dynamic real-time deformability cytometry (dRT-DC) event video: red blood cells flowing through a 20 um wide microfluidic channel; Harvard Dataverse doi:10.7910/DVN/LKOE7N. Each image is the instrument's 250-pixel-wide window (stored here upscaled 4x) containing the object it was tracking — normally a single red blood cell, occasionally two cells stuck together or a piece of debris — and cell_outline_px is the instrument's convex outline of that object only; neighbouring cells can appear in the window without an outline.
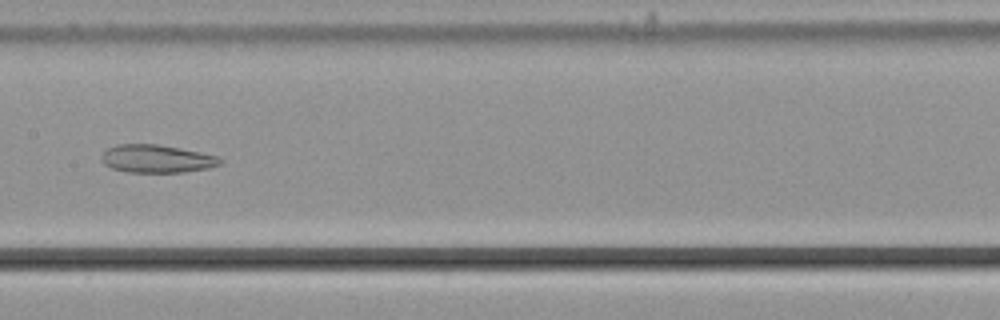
{"species": "common noctule bat (a hibernating species)", "species_latin": "Nyctalus noctula", "temperature_condition": "cold", "stored_images_in_passage": 55, "camera_frame_rate_fps": 3000, "um_per_image_px": 0.085, "animal": {"sex": "male", "body_mass_g": 21.5, "forearm_length_mm": 52.0}, "frame": {"image": 1, "passage_image": 28, "time_ms": 9.0, "image_size_px": [1000, 320], "cell_outline_px": [[224, 164], [208, 168], [184, 172], [128, 172], [112, 168], [104, 164], [100, 156], [108, 148], [116, 144], [156, 144], [200, 152], [216, 156], [224, 160]], "centroid_in_image_um": [13.34, 13.5], "position_along_channel_um": 194.1, "area_um2": 19.31}}
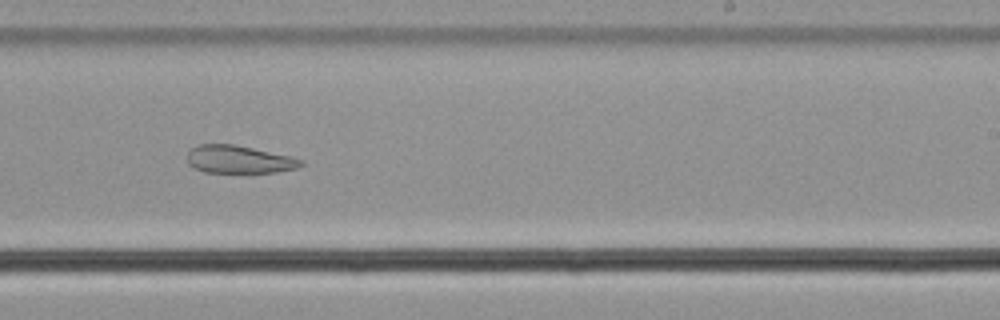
{"frame": {"image": 2, "passage_image": 34, "time_ms": 11.0, "image_size_px": [1000, 320], "cell_outline_px": [[304, 164], [296, 168], [276, 172], [204, 172], [192, 168], [188, 164], [188, 152], [196, 144], [232, 144], [252, 148], [288, 156], [304, 160]], "centroid_in_image_um": [20.27, 13.55], "position_along_channel_um": 268.7, "area_um2": 18.26}}
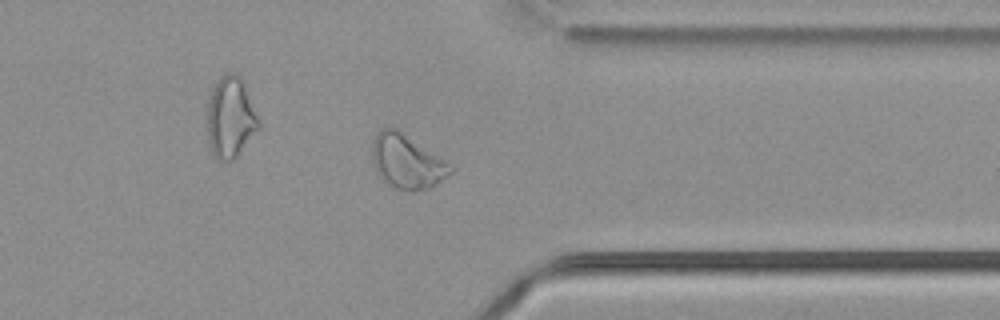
{"frame": {"image": 3, "passage_image": 43, "time_ms": 14.0, "image_size_px": [1000, 320], "cell_outline_px": [[456, 168], [452, 172], [436, 184], [428, 188], [412, 192], [408, 192], [396, 188], [388, 184], [376, 172], [372, 156], [372, 140], [384, 128], [396, 128], [452, 164]], "centroid_in_image_um": [34.61, 13.76], "position_along_channel_um": 376.8, "area_um2": 24.57}, "authors_computed_cell_mechanics": {"area_um2": 27.3394, "velocity_mm_per_s": 3.7417, "shape_relaxation_time_tau1_ms": null, "shape_relaxation_time_tau2_ms": 7.218, "deformation_change_tau1": null, "deformation_change_tau2": 0.162}}